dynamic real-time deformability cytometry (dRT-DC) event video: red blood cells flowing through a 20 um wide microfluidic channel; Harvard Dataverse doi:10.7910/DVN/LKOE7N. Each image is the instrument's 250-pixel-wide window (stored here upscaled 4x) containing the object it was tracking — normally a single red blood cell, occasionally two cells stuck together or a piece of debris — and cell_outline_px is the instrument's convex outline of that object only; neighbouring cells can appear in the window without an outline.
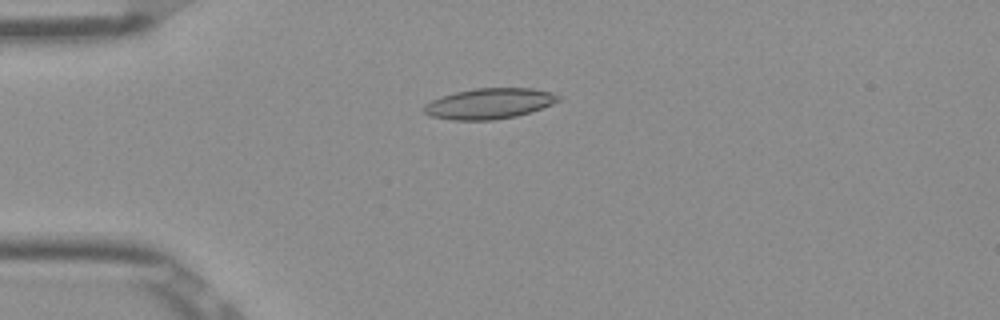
{"species": "Egyptian fruit bat (a non-hibernating species)", "species_latin": "Rousettus aegyptiacus", "temperature_condition": "room temperature", "stored_images_in_passage": 52, "camera_frame_rate_fps": 3000, "um_per_image_px": 0.085, "frame": {"image": 1, "passage_image": 13, "time_ms": 4.0, "image_size_px": [1000, 320], "cell_outline_px": [[560, 100], [552, 104], [532, 112], [516, 116], [492, 120], [452, 120], [432, 116], [424, 112], [424, 104], [440, 96], [456, 92], [476, 88], [532, 88], [552, 92], [560, 96]], "centroid_in_image_um": [41.61, 8.8], "position_along_channel_um": 43.4, "area_um2": 23.99}}
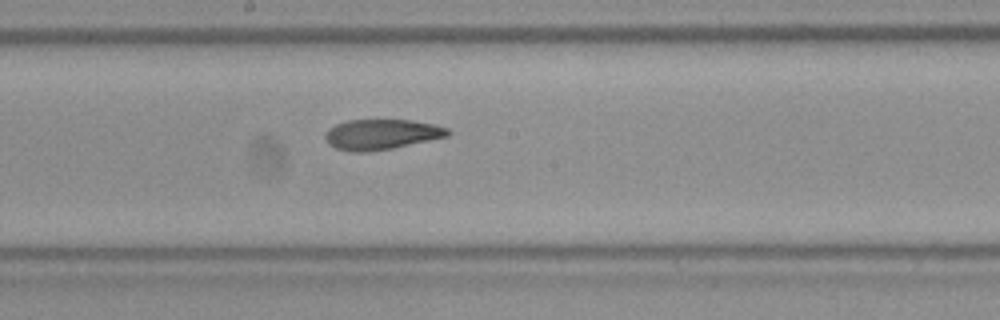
{"frame": {"image": 2, "passage_image": 28, "time_ms": 9.0, "image_size_px": [1000, 320], "cell_outline_px": [[452, 132], [448, 136], [392, 148], [364, 152], [352, 152], [336, 148], [324, 136], [328, 128], [336, 124], [348, 120], [412, 120], [436, 124], [448, 128]], "centroid_in_image_um": [32.46, 11.41], "position_along_channel_um": 215.7, "area_um2": 21.5}}
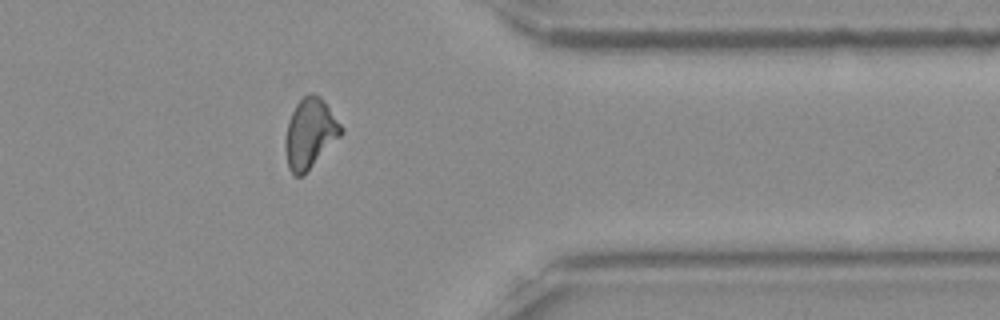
{"frame": {"image": 3, "passage_image": 42, "time_ms": 13.667, "image_size_px": [1000, 320], "cell_outline_px": [[344, 132], [304, 176], [296, 176], [288, 168], [284, 148], [284, 140], [288, 120], [296, 104], [308, 92], [320, 96], [344, 128]], "centroid_in_image_um": [26.34, 11.36], "position_along_channel_um": 385.1, "area_um2": 22.89}, "authors_computed_cell_mechanics": {"area_um2": 22.6865, "velocity_mm_per_s": 3.9013, "shape_relaxation_time_tau1_ms": null, "shape_relaxation_time_tau2_ms": 3.5096, "deformation_change_tau1": null, "deformation_change_tau2": 0.113}}